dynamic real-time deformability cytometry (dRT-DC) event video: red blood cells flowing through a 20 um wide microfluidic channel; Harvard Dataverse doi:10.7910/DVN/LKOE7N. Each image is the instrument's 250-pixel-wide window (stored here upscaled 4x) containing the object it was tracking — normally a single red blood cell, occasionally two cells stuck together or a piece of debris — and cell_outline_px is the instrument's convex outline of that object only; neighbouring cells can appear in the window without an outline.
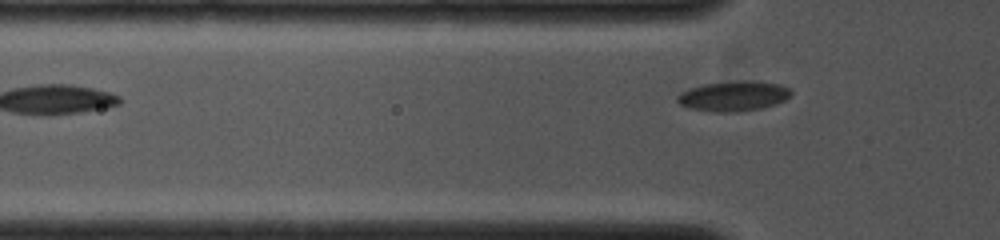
{"species": "common noctule bat (a hibernating species)", "species_latin": "Nyctalus noctula", "temperature_condition": "cold", "stored_images_in_passage": 5, "segment_of_instrument_passage": [2, 2], "camera_frame_rate_fps": 4000, "um_per_image_px": 0.085, "animal": {"sex": "female", "body_mass_g": 19.0, "forearm_length_mm": 53.3}, "frame": {"image": 1, "passage_image": 5, "time_ms": 2.5, "image_size_px": [1000, 240], "cell_outline_px": [[792, 96], [776, 104], [760, 108], [736, 112], [716, 112], [688, 108], [680, 104], [676, 100], [676, 96], [680, 92], [688, 88], [704, 84], [736, 80], [752, 80], [780, 84], [788, 88], [792, 92]], "centroid_in_image_um": [62.33, 8.15], "position_along_channel_um": 63.5, "area_um2": 20.17}}